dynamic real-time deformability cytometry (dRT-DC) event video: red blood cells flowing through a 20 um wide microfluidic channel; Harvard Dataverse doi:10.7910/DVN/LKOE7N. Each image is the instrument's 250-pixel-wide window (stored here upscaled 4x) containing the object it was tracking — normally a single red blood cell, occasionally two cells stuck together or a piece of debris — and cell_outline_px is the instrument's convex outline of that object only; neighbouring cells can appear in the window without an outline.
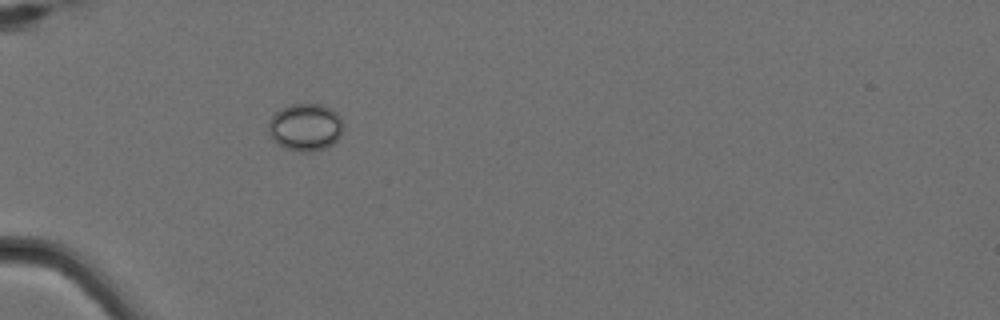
{"species": "Egyptian fruit bat (a non-hibernating species)", "species_latin": "Rousettus aegyptiacus", "temperature_condition": "cold", "stored_images_in_passage": 6, "camera_frame_rate_fps": 3000, "um_per_image_px": 0.085, "animal": {"sex": "female"}, "frame": {"image": 1, "passage_image": 6, "time_ms": 1.667, "image_size_px": [1000, 320], "cell_outline_px": [[344, 128], [340, 136], [332, 144], [324, 148], [312, 152], [300, 152], [284, 148], [268, 132], [268, 120], [280, 108], [288, 104], [324, 104], [332, 108], [336, 112]], "centroid_in_image_um": [25.96, 10.79], "position_along_channel_um": 59.0, "area_um2": 20.75}}